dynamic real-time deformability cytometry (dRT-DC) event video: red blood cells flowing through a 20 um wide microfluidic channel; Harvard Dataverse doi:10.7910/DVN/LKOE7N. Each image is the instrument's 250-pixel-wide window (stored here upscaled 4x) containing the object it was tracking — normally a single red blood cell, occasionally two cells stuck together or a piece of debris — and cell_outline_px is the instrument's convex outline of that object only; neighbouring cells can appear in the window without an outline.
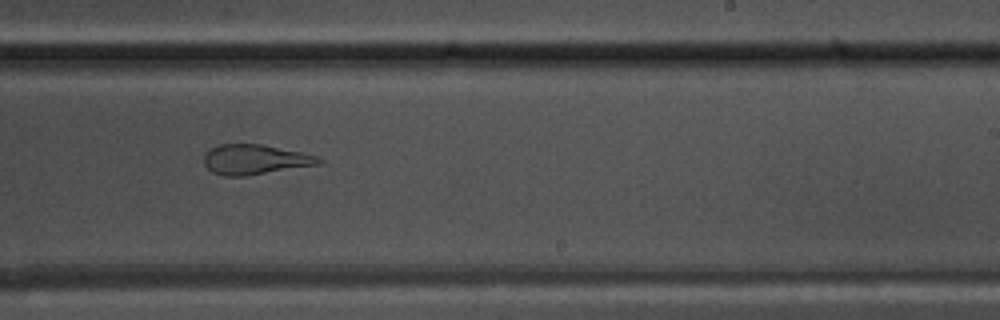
{"species": "common noctule bat (a hibernating species)", "species_latin": "Nyctalus noctula", "temperature_condition": "warm", "stored_images_in_passage": 36, "camera_frame_rate_fps": 3000, "um_per_image_px": 0.085, "animal": {"sex": "male", "body_mass_g": 17.5, "forearm_length_mm": 52.3}, "frame": {"image": 1, "passage_image": 16, "time_ms": 5.0, "image_size_px": [1000, 320], "cell_outline_px": [[324, 160], [320, 164], [244, 176], [224, 176], [212, 172], [204, 164], [204, 156], [212, 148], [220, 144], [264, 144], [300, 152], [316, 156]], "centroid_in_image_um": [21.67, 13.56], "position_along_channel_um": 267.3, "area_um2": 19.83}}